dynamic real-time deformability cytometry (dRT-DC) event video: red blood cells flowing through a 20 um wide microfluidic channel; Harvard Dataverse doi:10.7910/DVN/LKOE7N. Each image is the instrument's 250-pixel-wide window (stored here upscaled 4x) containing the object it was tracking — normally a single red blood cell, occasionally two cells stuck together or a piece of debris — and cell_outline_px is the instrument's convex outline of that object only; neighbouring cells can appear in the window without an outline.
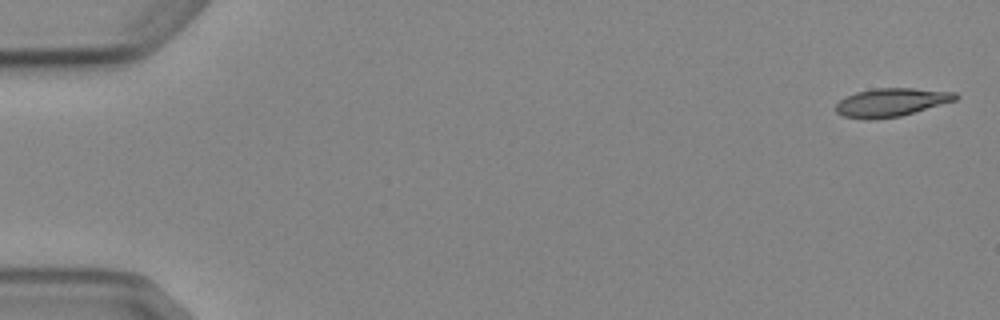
{"species": "Egyptian fruit bat (a non-hibernating species)", "species_latin": "Rousettus aegyptiacus", "temperature_condition": "cold", "stored_images_in_passage": 5, "camera_frame_rate_fps": 3000, "um_per_image_px": 0.085, "animal": {"sex": "female"}, "frame": {"image": 1, "passage_image": 1, "time_ms": 0.0, "image_size_px": [1000, 320], "cell_outline_px": [[960, 96], [956, 100], [900, 116], [844, 116], [836, 112], [836, 104], [840, 100], [856, 92], [876, 88], [912, 88], [956, 92]], "centroid_in_image_um": [75.84, 8.64], "position_along_channel_um": 9.2, "area_um2": 18.79}}
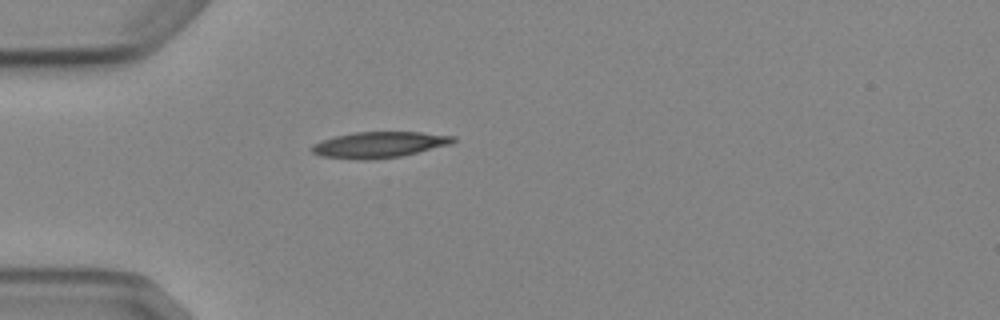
{"frame": {"image": 2, "passage_image": 5, "time_ms": 4.667, "image_size_px": [1000, 320], "cell_outline_px": [[456, 140], [452, 144], [400, 156], [364, 160], [360, 160], [320, 156], [312, 152], [308, 148], [312, 144], [336, 136], [356, 132], [420, 132], [456, 136]], "centroid_in_image_um": [32.22, 12.3], "position_along_channel_um": 52.8, "area_um2": 21.33}}